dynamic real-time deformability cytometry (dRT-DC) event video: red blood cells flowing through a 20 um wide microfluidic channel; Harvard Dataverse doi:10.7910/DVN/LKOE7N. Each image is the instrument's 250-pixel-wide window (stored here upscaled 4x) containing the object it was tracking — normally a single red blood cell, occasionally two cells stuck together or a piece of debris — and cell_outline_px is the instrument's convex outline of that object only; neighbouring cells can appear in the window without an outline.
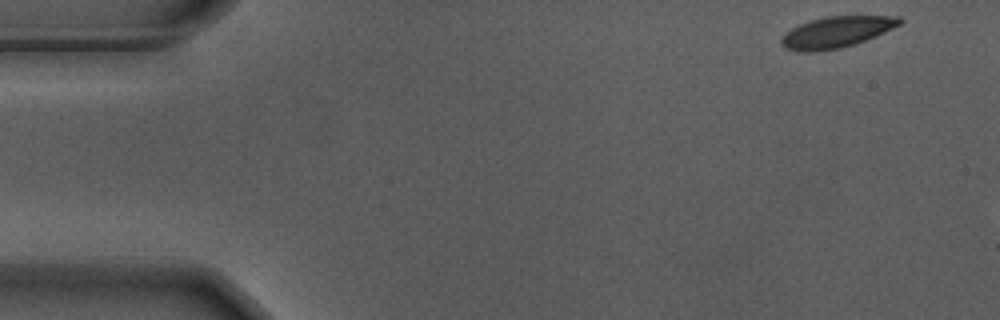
{"species": "Egyptian fruit bat (a non-hibernating species)", "species_latin": "Rousettus aegyptiacus", "temperature_condition": "warm", "stored_images_in_passage": 7, "camera_frame_rate_fps": 3000, "um_per_image_px": 0.085, "animal": {"sex": "male"}, "frame": {"image": 1, "passage_image": 1, "time_ms": 0.0, "image_size_px": [1000, 320], "cell_outline_px": [[904, 20], [900, 24], [892, 28], [864, 40], [840, 48], [816, 52], [800, 52], [784, 48], [780, 44], [780, 40], [792, 28], [800, 24], [824, 16], [900, 16]], "centroid_in_image_um": [71.07, 2.73], "position_along_channel_um": 13.9, "area_um2": 21.21}}